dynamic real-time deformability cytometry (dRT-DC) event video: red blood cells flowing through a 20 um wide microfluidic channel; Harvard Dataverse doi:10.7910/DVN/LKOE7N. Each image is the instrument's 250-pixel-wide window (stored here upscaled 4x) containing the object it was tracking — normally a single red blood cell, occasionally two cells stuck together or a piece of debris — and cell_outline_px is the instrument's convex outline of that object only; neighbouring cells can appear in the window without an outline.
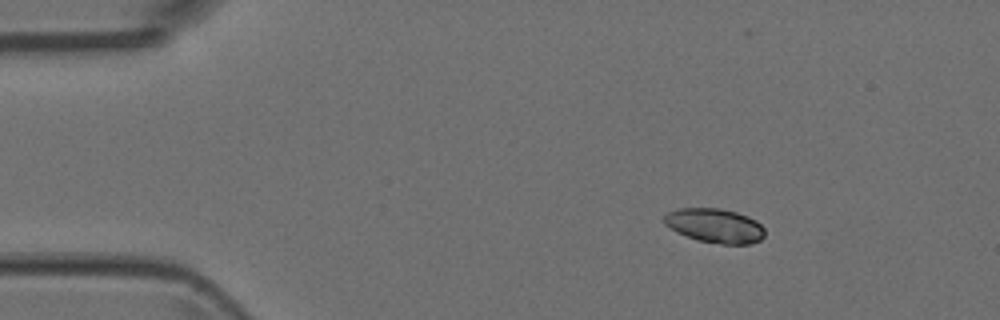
{"species": "Egyptian fruit bat (a non-hibernating species)", "species_latin": "Rousettus aegyptiacus", "temperature_condition": "room temperature", "stored_images_in_passage": 3, "camera_frame_rate_fps": 3000, "um_per_image_px": 0.085, "animal": {"sex": "female"}, "frame": {"image": 1, "passage_image": 1, "time_ms": 0.0, "image_size_px": [1000, 320], "cell_outline_px": [[764, 236], [760, 240], [752, 244], [720, 244], [700, 240], [676, 232], [664, 224], [664, 216], [668, 212], [676, 208], [720, 208], [736, 212], [748, 216], [756, 220], [764, 228]], "centroid_in_image_um": [60.77, 19.17], "position_along_channel_um": 24.2, "area_um2": 20.11}}